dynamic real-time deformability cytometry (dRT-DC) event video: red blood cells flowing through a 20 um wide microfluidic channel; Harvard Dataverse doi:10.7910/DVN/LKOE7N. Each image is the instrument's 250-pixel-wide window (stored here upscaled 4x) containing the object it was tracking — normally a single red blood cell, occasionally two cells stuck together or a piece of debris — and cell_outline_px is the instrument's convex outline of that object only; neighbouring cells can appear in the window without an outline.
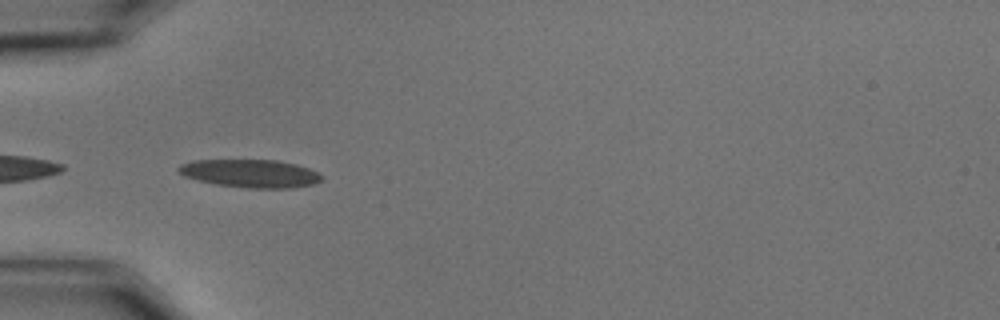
{"species": "common noctule bat (a hibernating species)", "species_latin": "Nyctalus noctula", "temperature_condition": "cold", "stored_images_in_passage": 15, "camera_frame_rate_fps": 3000, "um_per_image_px": 0.085, "animal": {"sex": "male", "body_mass_g": 15.6}, "frame": {"image": 1, "passage_image": 1, "time_ms": 0.0, "image_size_px": [1000, 320], "cell_outline_px": [[324, 180], [312, 184], [292, 188], [248, 188], [216, 184], [184, 176], [176, 168], [180, 164], [192, 160], [276, 160], [296, 164], [320, 172], [324, 176]], "centroid_in_image_um": [21.33, 14.74], "position_along_channel_um": 63.7, "area_um2": 23.47}}